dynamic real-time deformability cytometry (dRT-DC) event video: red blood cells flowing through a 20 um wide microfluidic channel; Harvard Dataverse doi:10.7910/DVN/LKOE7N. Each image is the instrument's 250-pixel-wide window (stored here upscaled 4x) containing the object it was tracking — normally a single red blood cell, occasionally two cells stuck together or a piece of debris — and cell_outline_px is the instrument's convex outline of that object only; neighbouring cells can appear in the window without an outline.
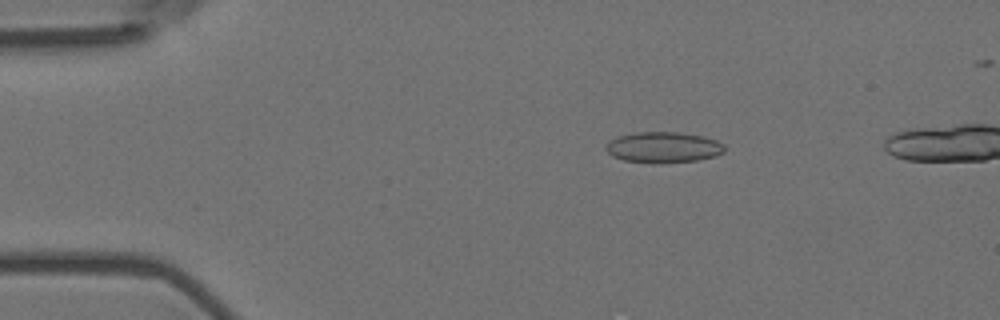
{"species": "Egyptian fruit bat (a non-hibernating species)", "species_latin": "Rousettus aegyptiacus", "temperature_condition": "room temperature", "stored_images_in_passage": 5, "camera_frame_rate_fps": 3000, "um_per_image_px": 0.085, "animal": {"sex": "female"}, "frame": {"image": 1, "passage_image": 2, "time_ms": 0.333, "image_size_px": [1000, 320], "cell_outline_px": [[724, 152], [716, 156], [696, 160], [660, 164], [624, 160], [612, 156], [604, 148], [616, 136], [636, 132], [676, 132], [704, 136], [716, 140], [724, 144]], "centroid_in_image_um": [56.39, 12.52], "position_along_channel_um": 28.6, "area_um2": 21.39}}